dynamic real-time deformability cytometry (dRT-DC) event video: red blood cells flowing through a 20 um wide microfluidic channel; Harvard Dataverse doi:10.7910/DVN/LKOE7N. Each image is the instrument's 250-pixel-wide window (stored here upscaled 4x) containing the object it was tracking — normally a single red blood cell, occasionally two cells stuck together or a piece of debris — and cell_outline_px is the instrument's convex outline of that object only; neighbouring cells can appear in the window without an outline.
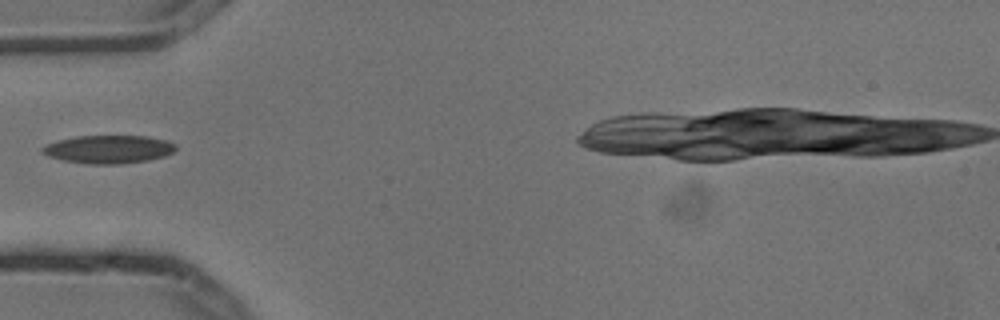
{"species": "common noctule bat (a hibernating species)", "species_latin": "Nyctalus noctula", "temperature_condition": "cold", "stored_images_in_passage": 3, "camera_frame_rate_fps": 3000, "um_per_image_px": 0.085, "animal": {"sex": "male", "body_mass_g": 13.3}, "frame": {"image": 1, "passage_image": 2, "time_ms": 0.333, "image_size_px": [1000, 320], "cell_outline_px": [[176, 148], [172, 152], [164, 156], [148, 160], [120, 164], [92, 164], [64, 160], [48, 156], [40, 152], [40, 148], [48, 144], [60, 140], [76, 136], [148, 136], [164, 140], [176, 144]], "centroid_in_image_um": [9.22, 12.69], "position_along_channel_um": 75.8, "area_um2": 21.68}}
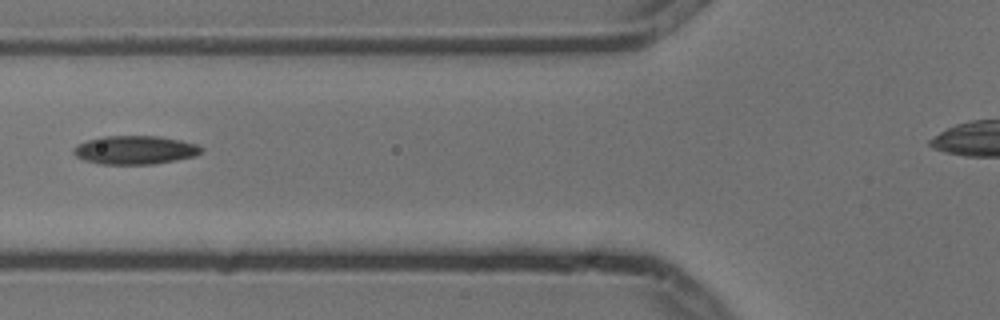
{"frame": {"image": 2, "passage_image": 3, "time_ms": 0.667, "image_size_px": [1000, 320], "cell_outline_px": [[204, 148], [196, 156], [176, 160], [152, 164], [100, 164], [84, 160], [76, 156], [72, 152], [72, 148], [88, 140], [100, 136], [160, 136], [200, 144]], "centroid_in_image_um": [11.5, 12.74], "position_along_channel_um": 114.3, "area_um2": 21.39}}